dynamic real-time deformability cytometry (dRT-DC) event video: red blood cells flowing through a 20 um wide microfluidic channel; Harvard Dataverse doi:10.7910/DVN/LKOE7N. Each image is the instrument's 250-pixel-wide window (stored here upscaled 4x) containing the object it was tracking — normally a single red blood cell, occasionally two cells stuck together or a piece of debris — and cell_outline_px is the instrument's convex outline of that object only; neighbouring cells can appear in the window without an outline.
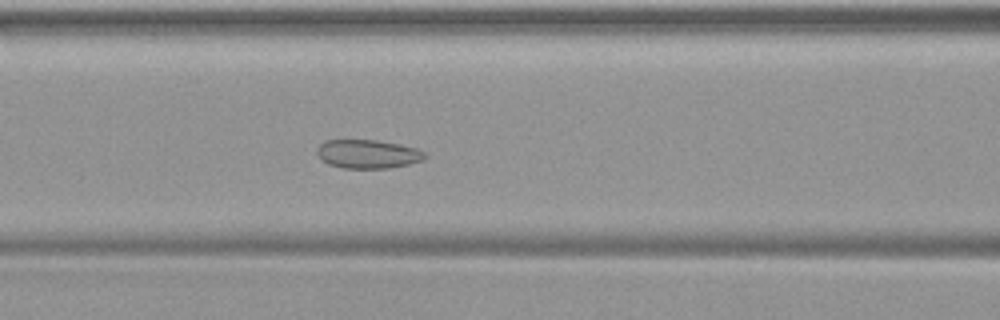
{"species": "common noctule bat (a hibernating species)", "species_latin": "Nyctalus noctula", "temperature_condition": "warm", "stored_images_in_passage": 43, "camera_frame_rate_fps": 3000, "um_per_image_px": 0.085, "animal": {"sex": "female", "body_mass_g": 19.9}, "frame": {"image": 1, "passage_image": 15, "time_ms": 4.667, "image_size_px": [1000, 320], "cell_outline_px": [[428, 156], [424, 160], [408, 164], [388, 168], [344, 168], [328, 164], [320, 160], [316, 152], [316, 148], [324, 140], [376, 140], [400, 144], [416, 148], [424, 152]], "centroid_in_image_um": [31.24, 13.09], "position_along_channel_um": 135.4, "area_um2": 18.21}}
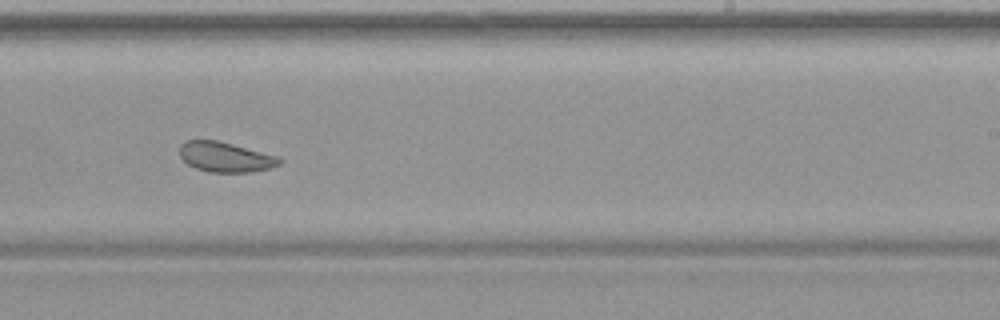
{"frame": {"image": 2, "passage_image": 25, "time_ms": 8.0, "image_size_px": [1000, 320], "cell_outline_px": [[284, 160], [280, 164], [272, 168], [252, 172], [208, 172], [196, 168], [188, 164], [180, 156], [180, 144], [184, 140], [216, 140], [280, 156]], "centroid_in_image_um": [19.2, 13.35], "position_along_channel_um": 269.8, "area_um2": 17.63}}
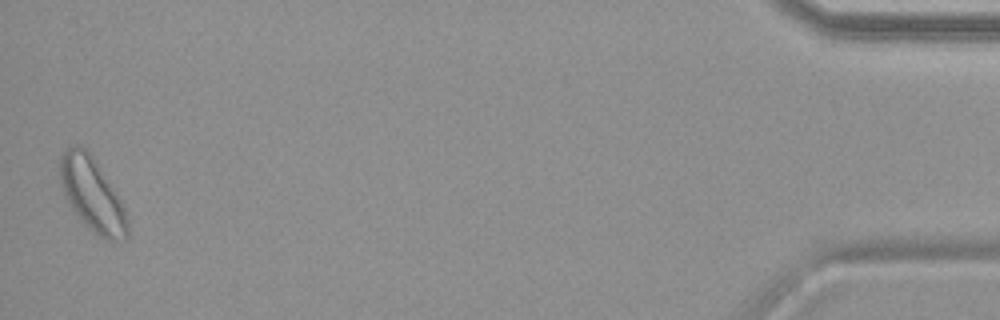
{"frame": {"image": 3, "passage_image": 43, "time_ms": 14.0, "image_size_px": [1000, 320], "cell_outline_px": [[128, 236], [124, 240], [108, 240], [92, 232], [72, 208], [64, 196], [60, 184], [60, 156], [72, 144], [80, 144], [92, 156], [120, 196], [128, 220]], "centroid_in_image_um": [7.85, 16.53], "position_along_channel_um": 427.4, "area_um2": 28.9}}